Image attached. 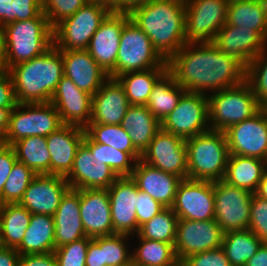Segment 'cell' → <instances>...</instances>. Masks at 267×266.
I'll list each match as a JSON object with an SVG mask.
<instances>
[{
    "label": "cell",
    "mask_w": 267,
    "mask_h": 266,
    "mask_svg": "<svg viewBox=\"0 0 267 266\" xmlns=\"http://www.w3.org/2000/svg\"><path fill=\"white\" fill-rule=\"evenodd\" d=\"M167 65L186 92L208 95L246 81V67L212 42L186 43Z\"/></svg>",
    "instance_id": "6da1fadb"
},
{
    "label": "cell",
    "mask_w": 267,
    "mask_h": 266,
    "mask_svg": "<svg viewBox=\"0 0 267 266\" xmlns=\"http://www.w3.org/2000/svg\"><path fill=\"white\" fill-rule=\"evenodd\" d=\"M129 16L166 62L187 43L185 0H149L133 8Z\"/></svg>",
    "instance_id": "7a4b0ae2"
},
{
    "label": "cell",
    "mask_w": 267,
    "mask_h": 266,
    "mask_svg": "<svg viewBox=\"0 0 267 266\" xmlns=\"http://www.w3.org/2000/svg\"><path fill=\"white\" fill-rule=\"evenodd\" d=\"M17 104L47 103L64 76L61 50L54 45L40 56L10 67Z\"/></svg>",
    "instance_id": "3957f363"
},
{
    "label": "cell",
    "mask_w": 267,
    "mask_h": 266,
    "mask_svg": "<svg viewBox=\"0 0 267 266\" xmlns=\"http://www.w3.org/2000/svg\"><path fill=\"white\" fill-rule=\"evenodd\" d=\"M6 70L40 56L54 45L53 28L44 12L35 18L4 26Z\"/></svg>",
    "instance_id": "277c9868"
},
{
    "label": "cell",
    "mask_w": 267,
    "mask_h": 266,
    "mask_svg": "<svg viewBox=\"0 0 267 266\" xmlns=\"http://www.w3.org/2000/svg\"><path fill=\"white\" fill-rule=\"evenodd\" d=\"M185 145L188 179L223 180L230 155L225 132L208 130L186 139Z\"/></svg>",
    "instance_id": "5b68a950"
},
{
    "label": "cell",
    "mask_w": 267,
    "mask_h": 266,
    "mask_svg": "<svg viewBox=\"0 0 267 266\" xmlns=\"http://www.w3.org/2000/svg\"><path fill=\"white\" fill-rule=\"evenodd\" d=\"M208 101L210 130L224 132L230 126L251 118L261 110V103L246 81L208 95Z\"/></svg>",
    "instance_id": "8992f818"
},
{
    "label": "cell",
    "mask_w": 267,
    "mask_h": 266,
    "mask_svg": "<svg viewBox=\"0 0 267 266\" xmlns=\"http://www.w3.org/2000/svg\"><path fill=\"white\" fill-rule=\"evenodd\" d=\"M110 12L107 6L89 0L53 28L54 46L58 50H86L92 36Z\"/></svg>",
    "instance_id": "52a82bcc"
},
{
    "label": "cell",
    "mask_w": 267,
    "mask_h": 266,
    "mask_svg": "<svg viewBox=\"0 0 267 266\" xmlns=\"http://www.w3.org/2000/svg\"><path fill=\"white\" fill-rule=\"evenodd\" d=\"M61 126L60 115L51 102L17 104L10 112L3 141L6 145H12L28 136L47 137Z\"/></svg>",
    "instance_id": "ba28073f"
},
{
    "label": "cell",
    "mask_w": 267,
    "mask_h": 266,
    "mask_svg": "<svg viewBox=\"0 0 267 266\" xmlns=\"http://www.w3.org/2000/svg\"><path fill=\"white\" fill-rule=\"evenodd\" d=\"M151 68H168V65L155 50L149 37L130 19L121 31L115 79L128 72Z\"/></svg>",
    "instance_id": "9c48e42d"
},
{
    "label": "cell",
    "mask_w": 267,
    "mask_h": 266,
    "mask_svg": "<svg viewBox=\"0 0 267 266\" xmlns=\"http://www.w3.org/2000/svg\"><path fill=\"white\" fill-rule=\"evenodd\" d=\"M161 129L184 140L210 130L208 96L185 92L176 108L161 121Z\"/></svg>",
    "instance_id": "30bf717a"
},
{
    "label": "cell",
    "mask_w": 267,
    "mask_h": 266,
    "mask_svg": "<svg viewBox=\"0 0 267 266\" xmlns=\"http://www.w3.org/2000/svg\"><path fill=\"white\" fill-rule=\"evenodd\" d=\"M229 0H185L187 43L213 42L227 22Z\"/></svg>",
    "instance_id": "8fae6325"
},
{
    "label": "cell",
    "mask_w": 267,
    "mask_h": 266,
    "mask_svg": "<svg viewBox=\"0 0 267 266\" xmlns=\"http://www.w3.org/2000/svg\"><path fill=\"white\" fill-rule=\"evenodd\" d=\"M213 189L214 219L222 231L248 229L253 193L223 180L213 181Z\"/></svg>",
    "instance_id": "7c38bea8"
},
{
    "label": "cell",
    "mask_w": 267,
    "mask_h": 266,
    "mask_svg": "<svg viewBox=\"0 0 267 266\" xmlns=\"http://www.w3.org/2000/svg\"><path fill=\"white\" fill-rule=\"evenodd\" d=\"M171 209L179 219H214L213 181L182 179Z\"/></svg>",
    "instance_id": "4fadbf2b"
},
{
    "label": "cell",
    "mask_w": 267,
    "mask_h": 266,
    "mask_svg": "<svg viewBox=\"0 0 267 266\" xmlns=\"http://www.w3.org/2000/svg\"><path fill=\"white\" fill-rule=\"evenodd\" d=\"M224 232L215 219L195 221L179 219L174 250L176 258L183 260L203 251L222 246Z\"/></svg>",
    "instance_id": "5bb4252c"
},
{
    "label": "cell",
    "mask_w": 267,
    "mask_h": 266,
    "mask_svg": "<svg viewBox=\"0 0 267 266\" xmlns=\"http://www.w3.org/2000/svg\"><path fill=\"white\" fill-rule=\"evenodd\" d=\"M230 155L254 157L267 161V116L257 114L225 131Z\"/></svg>",
    "instance_id": "9a60e30c"
},
{
    "label": "cell",
    "mask_w": 267,
    "mask_h": 266,
    "mask_svg": "<svg viewBox=\"0 0 267 266\" xmlns=\"http://www.w3.org/2000/svg\"><path fill=\"white\" fill-rule=\"evenodd\" d=\"M141 160L182 179L188 178L185 140L162 129L156 133L148 148L142 153Z\"/></svg>",
    "instance_id": "2e32d148"
},
{
    "label": "cell",
    "mask_w": 267,
    "mask_h": 266,
    "mask_svg": "<svg viewBox=\"0 0 267 266\" xmlns=\"http://www.w3.org/2000/svg\"><path fill=\"white\" fill-rule=\"evenodd\" d=\"M130 20L128 12L111 11L92 36L87 51L99 66L115 78V64L119 49L121 31Z\"/></svg>",
    "instance_id": "e0dca14e"
},
{
    "label": "cell",
    "mask_w": 267,
    "mask_h": 266,
    "mask_svg": "<svg viewBox=\"0 0 267 266\" xmlns=\"http://www.w3.org/2000/svg\"><path fill=\"white\" fill-rule=\"evenodd\" d=\"M117 178L83 142L76 151L72 170L65 177L73 189H108Z\"/></svg>",
    "instance_id": "ac0fdd59"
},
{
    "label": "cell",
    "mask_w": 267,
    "mask_h": 266,
    "mask_svg": "<svg viewBox=\"0 0 267 266\" xmlns=\"http://www.w3.org/2000/svg\"><path fill=\"white\" fill-rule=\"evenodd\" d=\"M114 234H137V184L131 177H118L107 189Z\"/></svg>",
    "instance_id": "d6986e66"
},
{
    "label": "cell",
    "mask_w": 267,
    "mask_h": 266,
    "mask_svg": "<svg viewBox=\"0 0 267 266\" xmlns=\"http://www.w3.org/2000/svg\"><path fill=\"white\" fill-rule=\"evenodd\" d=\"M63 125L85 128L91 119L92 95L80 90L71 79L63 76L50 101Z\"/></svg>",
    "instance_id": "ffe728a7"
},
{
    "label": "cell",
    "mask_w": 267,
    "mask_h": 266,
    "mask_svg": "<svg viewBox=\"0 0 267 266\" xmlns=\"http://www.w3.org/2000/svg\"><path fill=\"white\" fill-rule=\"evenodd\" d=\"M69 188V183L63 176L37 175L24 192L19 204L31 214L53 216L60 205L62 196Z\"/></svg>",
    "instance_id": "44dd1931"
},
{
    "label": "cell",
    "mask_w": 267,
    "mask_h": 266,
    "mask_svg": "<svg viewBox=\"0 0 267 266\" xmlns=\"http://www.w3.org/2000/svg\"><path fill=\"white\" fill-rule=\"evenodd\" d=\"M79 203L86 237L114 234L107 189H79Z\"/></svg>",
    "instance_id": "7402d4cb"
},
{
    "label": "cell",
    "mask_w": 267,
    "mask_h": 266,
    "mask_svg": "<svg viewBox=\"0 0 267 266\" xmlns=\"http://www.w3.org/2000/svg\"><path fill=\"white\" fill-rule=\"evenodd\" d=\"M212 43L245 67L267 47V41L257 31L227 24L218 30Z\"/></svg>",
    "instance_id": "603a6c76"
},
{
    "label": "cell",
    "mask_w": 267,
    "mask_h": 266,
    "mask_svg": "<svg viewBox=\"0 0 267 266\" xmlns=\"http://www.w3.org/2000/svg\"><path fill=\"white\" fill-rule=\"evenodd\" d=\"M64 76L82 91L94 95L109 78L87 50H61Z\"/></svg>",
    "instance_id": "cb8c5ba5"
},
{
    "label": "cell",
    "mask_w": 267,
    "mask_h": 266,
    "mask_svg": "<svg viewBox=\"0 0 267 266\" xmlns=\"http://www.w3.org/2000/svg\"><path fill=\"white\" fill-rule=\"evenodd\" d=\"M130 103L124 88L115 78L109 77L92 96V114L89 124L119 125Z\"/></svg>",
    "instance_id": "d4e9b609"
},
{
    "label": "cell",
    "mask_w": 267,
    "mask_h": 266,
    "mask_svg": "<svg viewBox=\"0 0 267 266\" xmlns=\"http://www.w3.org/2000/svg\"><path fill=\"white\" fill-rule=\"evenodd\" d=\"M84 136V128L63 125L46 137L50 153V175L66 177L70 173L76 151Z\"/></svg>",
    "instance_id": "484cf974"
},
{
    "label": "cell",
    "mask_w": 267,
    "mask_h": 266,
    "mask_svg": "<svg viewBox=\"0 0 267 266\" xmlns=\"http://www.w3.org/2000/svg\"><path fill=\"white\" fill-rule=\"evenodd\" d=\"M131 178L138 189L149 194L165 208H171L182 178L159 170L141 159L136 161Z\"/></svg>",
    "instance_id": "4316f807"
},
{
    "label": "cell",
    "mask_w": 267,
    "mask_h": 266,
    "mask_svg": "<svg viewBox=\"0 0 267 266\" xmlns=\"http://www.w3.org/2000/svg\"><path fill=\"white\" fill-rule=\"evenodd\" d=\"M53 218L55 249L86 237L80 217L79 189L66 191Z\"/></svg>",
    "instance_id": "83f0119b"
},
{
    "label": "cell",
    "mask_w": 267,
    "mask_h": 266,
    "mask_svg": "<svg viewBox=\"0 0 267 266\" xmlns=\"http://www.w3.org/2000/svg\"><path fill=\"white\" fill-rule=\"evenodd\" d=\"M121 125L141 154L161 129V122L146 105H130Z\"/></svg>",
    "instance_id": "f1b7e54d"
},
{
    "label": "cell",
    "mask_w": 267,
    "mask_h": 266,
    "mask_svg": "<svg viewBox=\"0 0 267 266\" xmlns=\"http://www.w3.org/2000/svg\"><path fill=\"white\" fill-rule=\"evenodd\" d=\"M54 218L46 214H31L20 245L16 248L20 255L51 253L55 250Z\"/></svg>",
    "instance_id": "f546056e"
},
{
    "label": "cell",
    "mask_w": 267,
    "mask_h": 266,
    "mask_svg": "<svg viewBox=\"0 0 267 266\" xmlns=\"http://www.w3.org/2000/svg\"><path fill=\"white\" fill-rule=\"evenodd\" d=\"M266 169L267 161L265 160L229 155L223 181L255 193Z\"/></svg>",
    "instance_id": "4dcf8cb0"
},
{
    "label": "cell",
    "mask_w": 267,
    "mask_h": 266,
    "mask_svg": "<svg viewBox=\"0 0 267 266\" xmlns=\"http://www.w3.org/2000/svg\"><path fill=\"white\" fill-rule=\"evenodd\" d=\"M226 24L253 29L267 41V2L229 0Z\"/></svg>",
    "instance_id": "1f68e13d"
},
{
    "label": "cell",
    "mask_w": 267,
    "mask_h": 266,
    "mask_svg": "<svg viewBox=\"0 0 267 266\" xmlns=\"http://www.w3.org/2000/svg\"><path fill=\"white\" fill-rule=\"evenodd\" d=\"M185 92L167 70L155 83L146 106L161 122L176 108Z\"/></svg>",
    "instance_id": "d6a6232c"
},
{
    "label": "cell",
    "mask_w": 267,
    "mask_h": 266,
    "mask_svg": "<svg viewBox=\"0 0 267 266\" xmlns=\"http://www.w3.org/2000/svg\"><path fill=\"white\" fill-rule=\"evenodd\" d=\"M31 213L19 203L0 205L1 240L3 247L16 249L29 226Z\"/></svg>",
    "instance_id": "836d02e7"
},
{
    "label": "cell",
    "mask_w": 267,
    "mask_h": 266,
    "mask_svg": "<svg viewBox=\"0 0 267 266\" xmlns=\"http://www.w3.org/2000/svg\"><path fill=\"white\" fill-rule=\"evenodd\" d=\"M168 68H151L128 72L116 79L122 85L130 105H146L157 80Z\"/></svg>",
    "instance_id": "e575fe53"
},
{
    "label": "cell",
    "mask_w": 267,
    "mask_h": 266,
    "mask_svg": "<svg viewBox=\"0 0 267 266\" xmlns=\"http://www.w3.org/2000/svg\"><path fill=\"white\" fill-rule=\"evenodd\" d=\"M17 161L24 163L37 175H50V153L46 137L28 136L11 145Z\"/></svg>",
    "instance_id": "d590c367"
},
{
    "label": "cell",
    "mask_w": 267,
    "mask_h": 266,
    "mask_svg": "<svg viewBox=\"0 0 267 266\" xmlns=\"http://www.w3.org/2000/svg\"><path fill=\"white\" fill-rule=\"evenodd\" d=\"M261 244L262 241L248 228L225 232L221 247L230 266H245Z\"/></svg>",
    "instance_id": "8d00e7d4"
},
{
    "label": "cell",
    "mask_w": 267,
    "mask_h": 266,
    "mask_svg": "<svg viewBox=\"0 0 267 266\" xmlns=\"http://www.w3.org/2000/svg\"><path fill=\"white\" fill-rule=\"evenodd\" d=\"M134 237L140 243L131 252L132 266H167L177 260L174 243L148 240L137 234Z\"/></svg>",
    "instance_id": "74e56055"
},
{
    "label": "cell",
    "mask_w": 267,
    "mask_h": 266,
    "mask_svg": "<svg viewBox=\"0 0 267 266\" xmlns=\"http://www.w3.org/2000/svg\"><path fill=\"white\" fill-rule=\"evenodd\" d=\"M84 130L93 142L127 152L135 161L141 159L142 154L134 147L128 132L124 130L121 124H88Z\"/></svg>",
    "instance_id": "f35d334b"
},
{
    "label": "cell",
    "mask_w": 267,
    "mask_h": 266,
    "mask_svg": "<svg viewBox=\"0 0 267 266\" xmlns=\"http://www.w3.org/2000/svg\"><path fill=\"white\" fill-rule=\"evenodd\" d=\"M178 216L171 208H164L152 219L139 226L137 235L148 240L174 243Z\"/></svg>",
    "instance_id": "ab89813d"
},
{
    "label": "cell",
    "mask_w": 267,
    "mask_h": 266,
    "mask_svg": "<svg viewBox=\"0 0 267 266\" xmlns=\"http://www.w3.org/2000/svg\"><path fill=\"white\" fill-rule=\"evenodd\" d=\"M83 143L109 166L118 177H131L136 161L127 153L111 146L93 142L86 134ZM133 162V163H132Z\"/></svg>",
    "instance_id": "60d3db41"
},
{
    "label": "cell",
    "mask_w": 267,
    "mask_h": 266,
    "mask_svg": "<svg viewBox=\"0 0 267 266\" xmlns=\"http://www.w3.org/2000/svg\"><path fill=\"white\" fill-rule=\"evenodd\" d=\"M130 237V235L115 233L93 238L101 246L102 264L105 266H132L131 250L128 249L126 243Z\"/></svg>",
    "instance_id": "b9f144b4"
},
{
    "label": "cell",
    "mask_w": 267,
    "mask_h": 266,
    "mask_svg": "<svg viewBox=\"0 0 267 266\" xmlns=\"http://www.w3.org/2000/svg\"><path fill=\"white\" fill-rule=\"evenodd\" d=\"M37 174L24 163L16 161L0 195V205L19 203Z\"/></svg>",
    "instance_id": "7bdbcfd3"
},
{
    "label": "cell",
    "mask_w": 267,
    "mask_h": 266,
    "mask_svg": "<svg viewBox=\"0 0 267 266\" xmlns=\"http://www.w3.org/2000/svg\"><path fill=\"white\" fill-rule=\"evenodd\" d=\"M267 47L246 67V82L262 104L267 100Z\"/></svg>",
    "instance_id": "ee69618b"
},
{
    "label": "cell",
    "mask_w": 267,
    "mask_h": 266,
    "mask_svg": "<svg viewBox=\"0 0 267 266\" xmlns=\"http://www.w3.org/2000/svg\"><path fill=\"white\" fill-rule=\"evenodd\" d=\"M91 239L84 237L56 248L54 254L58 266H85L87 248Z\"/></svg>",
    "instance_id": "f6af8a7d"
},
{
    "label": "cell",
    "mask_w": 267,
    "mask_h": 266,
    "mask_svg": "<svg viewBox=\"0 0 267 266\" xmlns=\"http://www.w3.org/2000/svg\"><path fill=\"white\" fill-rule=\"evenodd\" d=\"M89 0H42L43 12L54 28L63 19L72 16Z\"/></svg>",
    "instance_id": "bcb514c9"
},
{
    "label": "cell",
    "mask_w": 267,
    "mask_h": 266,
    "mask_svg": "<svg viewBox=\"0 0 267 266\" xmlns=\"http://www.w3.org/2000/svg\"><path fill=\"white\" fill-rule=\"evenodd\" d=\"M249 229L262 243H267V199L255 193L251 198Z\"/></svg>",
    "instance_id": "7dc6e473"
},
{
    "label": "cell",
    "mask_w": 267,
    "mask_h": 266,
    "mask_svg": "<svg viewBox=\"0 0 267 266\" xmlns=\"http://www.w3.org/2000/svg\"><path fill=\"white\" fill-rule=\"evenodd\" d=\"M182 261L184 266H230L222 247L187 256Z\"/></svg>",
    "instance_id": "c3c4849f"
},
{
    "label": "cell",
    "mask_w": 267,
    "mask_h": 266,
    "mask_svg": "<svg viewBox=\"0 0 267 266\" xmlns=\"http://www.w3.org/2000/svg\"><path fill=\"white\" fill-rule=\"evenodd\" d=\"M165 207L154 200L149 194L142 192L137 186L136 217L138 227L152 219Z\"/></svg>",
    "instance_id": "681fc988"
},
{
    "label": "cell",
    "mask_w": 267,
    "mask_h": 266,
    "mask_svg": "<svg viewBox=\"0 0 267 266\" xmlns=\"http://www.w3.org/2000/svg\"><path fill=\"white\" fill-rule=\"evenodd\" d=\"M43 12L42 0H13L12 22L35 18Z\"/></svg>",
    "instance_id": "f907efd6"
},
{
    "label": "cell",
    "mask_w": 267,
    "mask_h": 266,
    "mask_svg": "<svg viewBox=\"0 0 267 266\" xmlns=\"http://www.w3.org/2000/svg\"><path fill=\"white\" fill-rule=\"evenodd\" d=\"M16 161V154L13 147L3 144L0 147V195Z\"/></svg>",
    "instance_id": "816d5d0a"
},
{
    "label": "cell",
    "mask_w": 267,
    "mask_h": 266,
    "mask_svg": "<svg viewBox=\"0 0 267 266\" xmlns=\"http://www.w3.org/2000/svg\"><path fill=\"white\" fill-rule=\"evenodd\" d=\"M16 105L12 79L7 70H0V107L14 108Z\"/></svg>",
    "instance_id": "f5cc1de1"
},
{
    "label": "cell",
    "mask_w": 267,
    "mask_h": 266,
    "mask_svg": "<svg viewBox=\"0 0 267 266\" xmlns=\"http://www.w3.org/2000/svg\"><path fill=\"white\" fill-rule=\"evenodd\" d=\"M19 266H58L54 252L20 255Z\"/></svg>",
    "instance_id": "db71d44e"
},
{
    "label": "cell",
    "mask_w": 267,
    "mask_h": 266,
    "mask_svg": "<svg viewBox=\"0 0 267 266\" xmlns=\"http://www.w3.org/2000/svg\"><path fill=\"white\" fill-rule=\"evenodd\" d=\"M85 266H105L102 264L101 246L94 239L89 241Z\"/></svg>",
    "instance_id": "11a10c76"
},
{
    "label": "cell",
    "mask_w": 267,
    "mask_h": 266,
    "mask_svg": "<svg viewBox=\"0 0 267 266\" xmlns=\"http://www.w3.org/2000/svg\"><path fill=\"white\" fill-rule=\"evenodd\" d=\"M19 257L16 249L0 247V266H19Z\"/></svg>",
    "instance_id": "9f6ffc18"
},
{
    "label": "cell",
    "mask_w": 267,
    "mask_h": 266,
    "mask_svg": "<svg viewBox=\"0 0 267 266\" xmlns=\"http://www.w3.org/2000/svg\"><path fill=\"white\" fill-rule=\"evenodd\" d=\"M245 266H267V243H262Z\"/></svg>",
    "instance_id": "6f0895ef"
},
{
    "label": "cell",
    "mask_w": 267,
    "mask_h": 266,
    "mask_svg": "<svg viewBox=\"0 0 267 266\" xmlns=\"http://www.w3.org/2000/svg\"><path fill=\"white\" fill-rule=\"evenodd\" d=\"M12 1L0 0V25L3 27L12 23Z\"/></svg>",
    "instance_id": "680465c9"
},
{
    "label": "cell",
    "mask_w": 267,
    "mask_h": 266,
    "mask_svg": "<svg viewBox=\"0 0 267 266\" xmlns=\"http://www.w3.org/2000/svg\"><path fill=\"white\" fill-rule=\"evenodd\" d=\"M13 108L0 107V140L4 139V136L9 126V116Z\"/></svg>",
    "instance_id": "91938a15"
},
{
    "label": "cell",
    "mask_w": 267,
    "mask_h": 266,
    "mask_svg": "<svg viewBox=\"0 0 267 266\" xmlns=\"http://www.w3.org/2000/svg\"><path fill=\"white\" fill-rule=\"evenodd\" d=\"M0 70H6L5 31L0 25Z\"/></svg>",
    "instance_id": "94428289"
},
{
    "label": "cell",
    "mask_w": 267,
    "mask_h": 266,
    "mask_svg": "<svg viewBox=\"0 0 267 266\" xmlns=\"http://www.w3.org/2000/svg\"><path fill=\"white\" fill-rule=\"evenodd\" d=\"M149 0H121V12H130L137 6L144 5Z\"/></svg>",
    "instance_id": "6125c7cd"
},
{
    "label": "cell",
    "mask_w": 267,
    "mask_h": 266,
    "mask_svg": "<svg viewBox=\"0 0 267 266\" xmlns=\"http://www.w3.org/2000/svg\"><path fill=\"white\" fill-rule=\"evenodd\" d=\"M255 194L261 198L267 199V169L263 173L262 179L259 182V186Z\"/></svg>",
    "instance_id": "be15d7a7"
},
{
    "label": "cell",
    "mask_w": 267,
    "mask_h": 266,
    "mask_svg": "<svg viewBox=\"0 0 267 266\" xmlns=\"http://www.w3.org/2000/svg\"><path fill=\"white\" fill-rule=\"evenodd\" d=\"M107 6L111 11L121 12V0H92Z\"/></svg>",
    "instance_id": "e7e4bbea"
},
{
    "label": "cell",
    "mask_w": 267,
    "mask_h": 266,
    "mask_svg": "<svg viewBox=\"0 0 267 266\" xmlns=\"http://www.w3.org/2000/svg\"><path fill=\"white\" fill-rule=\"evenodd\" d=\"M167 266H184V263L182 260L177 259L174 263Z\"/></svg>",
    "instance_id": "03108f58"
},
{
    "label": "cell",
    "mask_w": 267,
    "mask_h": 266,
    "mask_svg": "<svg viewBox=\"0 0 267 266\" xmlns=\"http://www.w3.org/2000/svg\"><path fill=\"white\" fill-rule=\"evenodd\" d=\"M261 109L264 111V113L267 116V100L261 104Z\"/></svg>",
    "instance_id": "003e7915"
},
{
    "label": "cell",
    "mask_w": 267,
    "mask_h": 266,
    "mask_svg": "<svg viewBox=\"0 0 267 266\" xmlns=\"http://www.w3.org/2000/svg\"><path fill=\"white\" fill-rule=\"evenodd\" d=\"M3 244H2V240H1V224H0V247H2Z\"/></svg>",
    "instance_id": "a7ac6f4b"
},
{
    "label": "cell",
    "mask_w": 267,
    "mask_h": 266,
    "mask_svg": "<svg viewBox=\"0 0 267 266\" xmlns=\"http://www.w3.org/2000/svg\"><path fill=\"white\" fill-rule=\"evenodd\" d=\"M4 144L3 140H0V147Z\"/></svg>",
    "instance_id": "89a4df30"
}]
</instances>
